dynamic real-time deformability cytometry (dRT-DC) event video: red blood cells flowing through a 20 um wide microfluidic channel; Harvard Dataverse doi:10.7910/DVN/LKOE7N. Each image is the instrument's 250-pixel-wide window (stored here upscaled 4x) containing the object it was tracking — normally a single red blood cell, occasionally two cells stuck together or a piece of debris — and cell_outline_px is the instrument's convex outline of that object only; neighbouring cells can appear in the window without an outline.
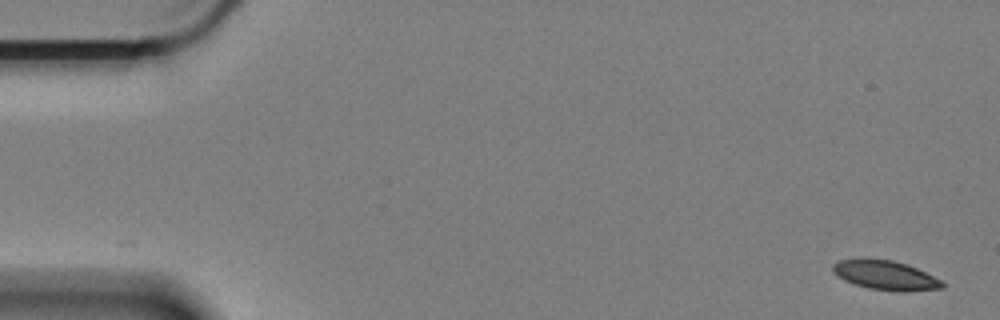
{"species": "Egyptian fruit bat (a non-hibernating species)", "species_latin": "Rousettus aegyptiacus", "temperature_condition": "cold", "stored_images_in_passage": 56, "camera_frame_rate_fps": 3000, "um_per_image_px": 0.085, "animal": {"sex": "female"}, "frame": {"image": 1, "passage_image": 1, "time_ms": 0.0, "image_size_px": [1000, 320], "cell_outline_px": [[944, 288], [908, 292], [900, 292], [868, 288], [844, 280], [836, 276], [832, 272], [832, 264], [840, 260], [860, 256], [864, 256], [892, 260], [916, 268], [940, 280], [944, 284]], "centroid_in_image_um": [75.18, 23.37], "position_along_channel_um": 9.8, "area_um2": 19.13}}
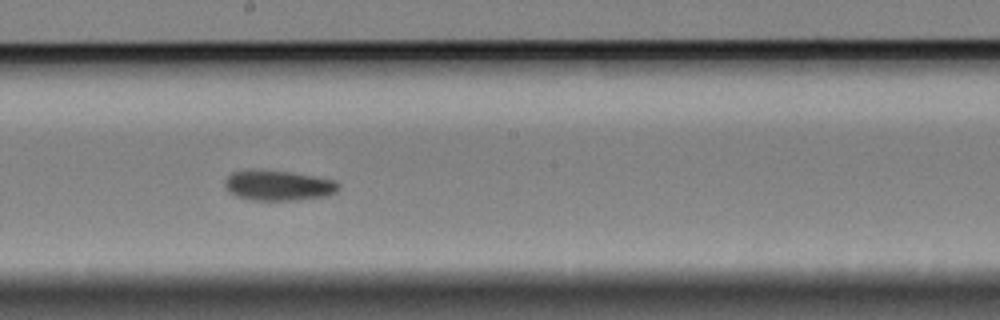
{"frame": {"image": 2, "passage_image": 32, "time_ms": 10.333, "image_size_px": [1000, 320], "cell_outline_px": [[340, 188], [336, 192], [328, 196], [300, 200], [252, 200], [236, 196], [228, 192], [224, 184], [224, 180], [232, 172], [248, 168], [256, 168], [292, 172], [336, 180], [340, 184]], "centroid_in_image_um": [23.65, 15.74], "position_along_channel_um": 224.6, "area_um2": 20.69}}
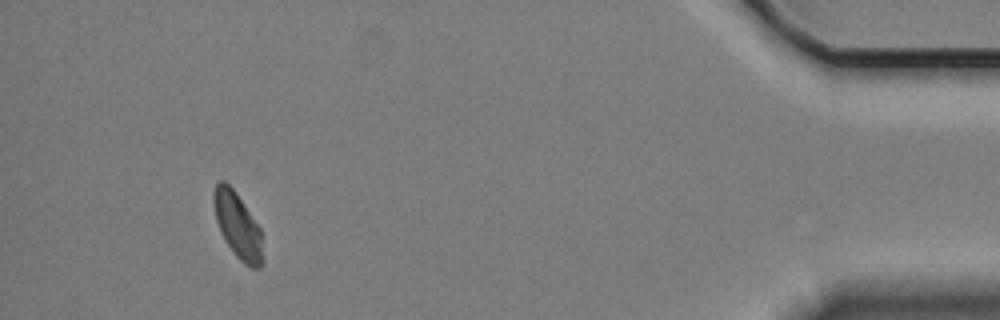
{"frame": {"image": 3, "passage_image": 55, "time_ms": 18.0, "image_size_px": [1000, 320], "cell_outline_px": [[264, 264], [260, 268], [252, 268], [244, 264], [232, 252], [220, 232], [216, 220], [212, 200], [212, 196], [216, 184], [220, 180], [224, 180], [236, 192], [260, 228], [264, 260]], "centroid_in_image_um": [20.2, 19.2], "position_along_channel_um": 415.0, "area_um2": 18.96}}